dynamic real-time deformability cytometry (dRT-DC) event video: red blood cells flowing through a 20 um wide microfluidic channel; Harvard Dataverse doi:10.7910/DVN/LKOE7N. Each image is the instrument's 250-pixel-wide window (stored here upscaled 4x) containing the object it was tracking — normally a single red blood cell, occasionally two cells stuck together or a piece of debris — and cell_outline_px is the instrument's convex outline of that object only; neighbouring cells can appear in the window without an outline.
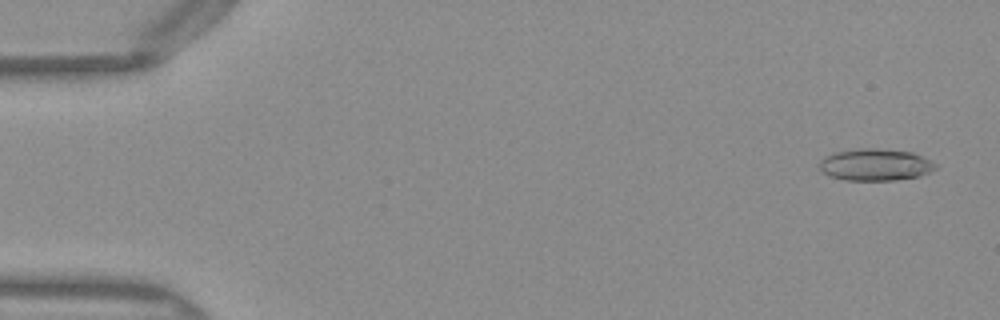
{"species": "Egyptian fruit bat (a non-hibernating species)", "species_latin": "Rousettus aegyptiacus", "temperature_condition": "warm", "stored_images_in_passage": 49, "camera_frame_rate_fps": 3000, "um_per_image_px": 0.085, "frame": {"image": 1, "passage_image": 2, "time_ms": 0.333, "image_size_px": [1000, 320], "cell_outline_px": [[936, 168], [920, 176], [896, 180], [844, 180], [828, 176], [820, 168], [820, 160], [836, 152], [860, 148], [876, 148], [912, 152], [936, 164]], "centroid_in_image_um": [74.39, 14.01], "position_along_channel_um": 10.6, "area_um2": 21.33}}
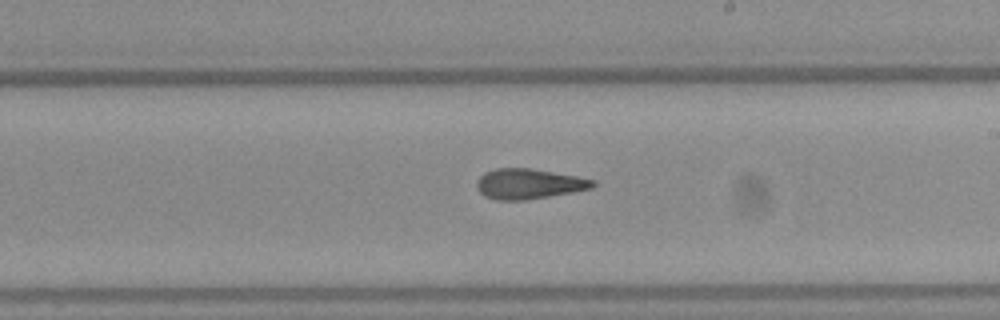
{"frame": {"image": 2, "passage_image": 29, "time_ms": 9.333, "image_size_px": [1000, 320], "cell_outline_px": [[596, 184], [592, 188], [572, 192], [524, 200], [496, 200], [484, 196], [480, 192], [476, 184], [480, 176], [484, 172], [496, 168], [528, 168], [576, 176], [596, 180]], "centroid_in_image_um": [44.93, 15.62], "position_along_channel_um": 244.1, "area_um2": 20.29}}
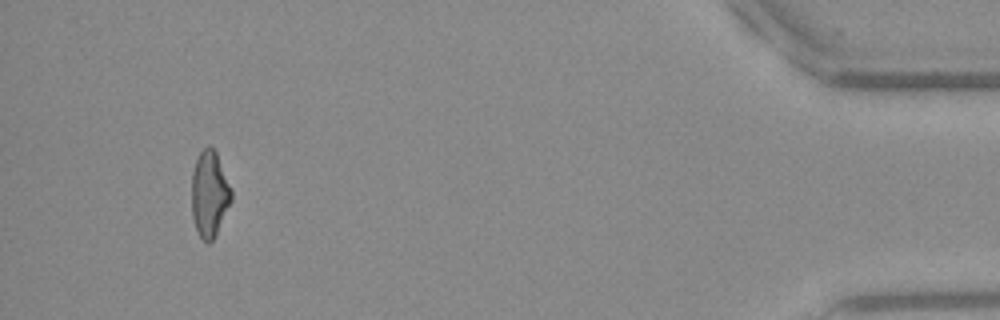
{"frame": {"image": 3, "passage_image": 47, "time_ms": 15.333, "image_size_px": [1000, 320], "cell_outline_px": [[232, 200], [216, 236], [208, 244], [200, 236], [196, 228], [192, 216], [192, 172], [196, 160], [200, 152], [208, 144], [216, 152], [232, 188]], "centroid_in_image_um": [17.82, 16.49], "position_along_channel_um": 417.4, "area_um2": 20.0}}